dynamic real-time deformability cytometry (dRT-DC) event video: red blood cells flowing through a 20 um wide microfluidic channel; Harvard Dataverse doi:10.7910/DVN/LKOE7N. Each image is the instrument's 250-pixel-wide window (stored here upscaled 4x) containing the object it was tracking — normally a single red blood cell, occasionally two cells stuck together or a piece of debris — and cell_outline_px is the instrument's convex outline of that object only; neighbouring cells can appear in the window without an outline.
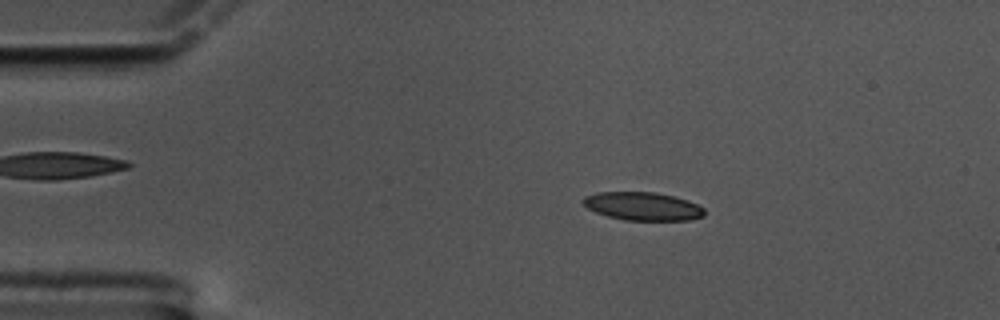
{"species": "common noctule bat (a hibernating species)", "species_latin": "Nyctalus noctula", "temperature_condition": "cold", "stored_images_in_passage": 21, "camera_frame_rate_fps": 3000, "um_per_image_px": 0.085, "animal": {"sex": "male", "body_mass_g": 17.5, "forearm_length_mm": 52.3}, "frame": {"image": 1, "passage_image": 11, "time_ms": 3.333, "image_size_px": [1000, 320], "cell_outline_px": [[704, 216], [688, 220], [624, 220], [608, 216], [596, 212], [588, 208], [580, 200], [584, 196], [596, 192], [656, 192], [688, 200], [704, 208]], "centroid_in_image_um": [54.61, 17.52], "position_along_channel_um": 30.4, "area_um2": 19.94}}
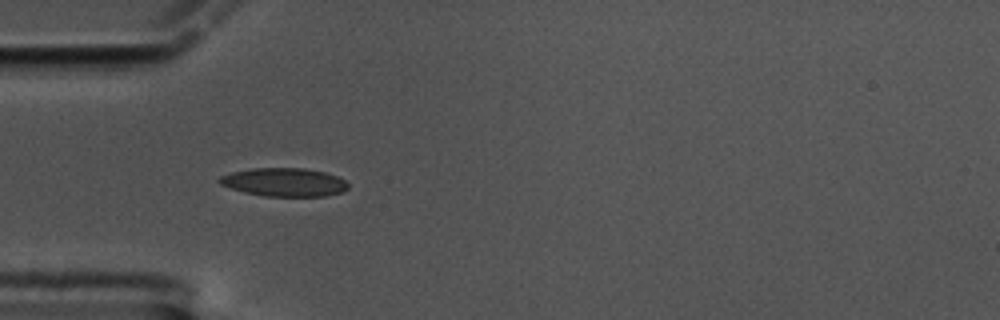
{"frame": {"image": 2, "passage_image": 18, "time_ms": 5.667, "image_size_px": [1000, 320], "cell_outline_px": [[348, 188], [340, 192], [324, 196], [264, 196], [244, 192], [220, 184], [216, 180], [220, 176], [232, 172], [252, 168], [304, 168], [324, 172], [336, 176], [344, 180], [348, 184]], "centroid_in_image_um": [24.13, 15.48], "position_along_channel_um": 60.9, "area_um2": 21.15}}